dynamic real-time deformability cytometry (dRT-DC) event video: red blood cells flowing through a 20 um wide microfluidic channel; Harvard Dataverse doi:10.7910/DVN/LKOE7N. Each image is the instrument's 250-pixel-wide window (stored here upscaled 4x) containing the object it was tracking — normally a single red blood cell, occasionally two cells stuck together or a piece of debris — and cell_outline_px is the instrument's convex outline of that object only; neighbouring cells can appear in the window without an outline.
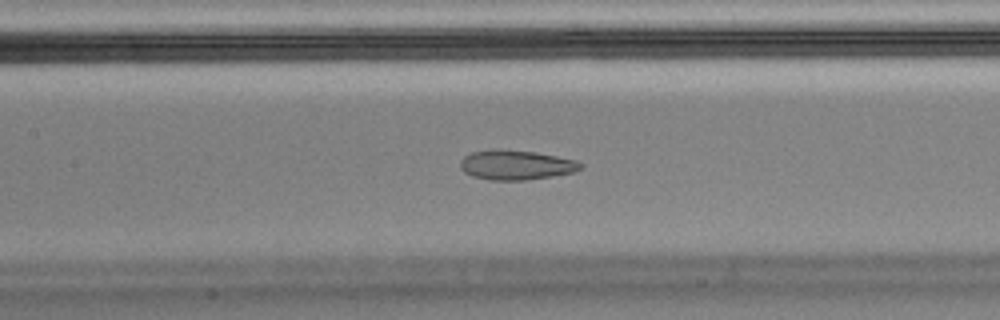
{"species": "Egyptian fruit bat (a non-hibernating species)", "species_latin": "Rousettus aegyptiacus", "temperature_condition": "cold", "stored_images_in_passage": 54, "camera_frame_rate_fps": 3000, "um_per_image_px": 0.085, "animal": {"sex": "male"}, "frame": {"image": 1, "passage_image": 24, "time_ms": 7.667, "image_size_px": [1000, 320], "cell_outline_px": [[584, 168], [576, 172], [552, 176], [524, 180], [492, 180], [472, 176], [464, 172], [460, 168], [460, 160], [464, 156], [472, 152], [500, 148], [536, 152], [576, 160], [584, 164]], "centroid_in_image_um": [43.88, 14.01], "position_along_channel_um": 163.5, "area_um2": 21.04}, "authors_computed_cell_mechanics": {"area_um2": 22.1374, "velocity_mm_per_s": 3.5858, "shape_relaxation_time_tau1_ms": null, "shape_relaxation_time_tau2_ms": 1.5909, "deformation_change_tau1": null, "deformation_change_tau2": 0.0786}}